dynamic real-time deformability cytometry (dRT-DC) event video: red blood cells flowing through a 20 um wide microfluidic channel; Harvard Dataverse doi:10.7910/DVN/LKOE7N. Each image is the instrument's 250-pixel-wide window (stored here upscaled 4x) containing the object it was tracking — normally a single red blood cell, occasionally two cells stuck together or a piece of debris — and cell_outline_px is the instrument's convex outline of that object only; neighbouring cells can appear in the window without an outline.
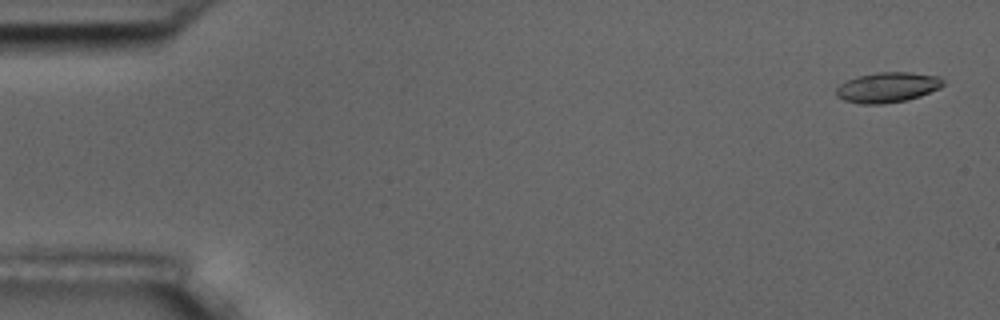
{"species": "common noctule bat (a hibernating species)", "species_latin": "Nyctalus noctula", "temperature_condition": "room temperature", "stored_images_in_passage": 5, "camera_frame_rate_fps": 3000, "um_per_image_px": 0.085, "animal": {"sex": "male", "body_mass_g": 17.5, "forearm_length_mm": 52.3}, "frame": {"image": 1, "passage_image": 1, "time_ms": 0.0, "image_size_px": [1000, 320], "cell_outline_px": [[944, 84], [940, 88], [920, 96], [908, 100], [880, 104], [860, 104], [844, 100], [836, 96], [836, 88], [840, 84], [856, 76], [876, 72], [908, 72], [940, 76], [944, 80]], "centroid_in_image_um": [75.44, 7.42], "position_along_channel_um": 9.6, "area_um2": 18.96}}